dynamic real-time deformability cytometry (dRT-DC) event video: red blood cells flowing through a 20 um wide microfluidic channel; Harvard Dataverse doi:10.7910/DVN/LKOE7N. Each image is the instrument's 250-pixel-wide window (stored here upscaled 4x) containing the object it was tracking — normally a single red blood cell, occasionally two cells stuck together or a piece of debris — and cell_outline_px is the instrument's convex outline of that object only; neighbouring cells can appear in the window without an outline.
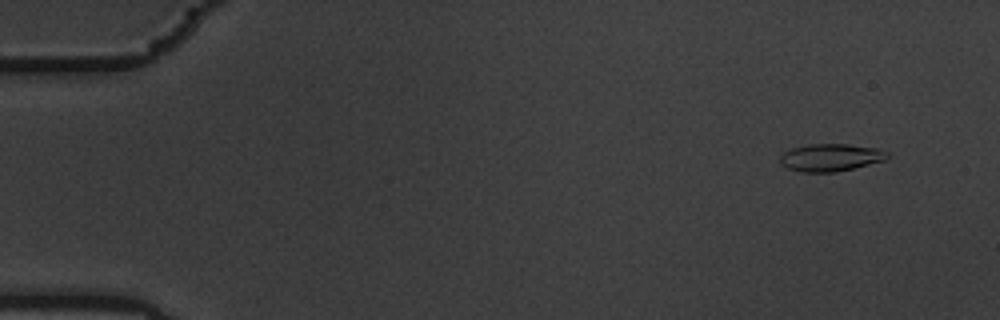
{"species": "common noctule bat (a hibernating species)", "species_latin": "Nyctalus noctula", "temperature_condition": "warm", "stored_images_in_passage": 58, "camera_frame_rate_fps": 3000, "um_per_image_px": 0.085, "animal": {"sex": "male", "body_mass_g": 19.5, "forearm_length_mm": 54.6}, "frame": {"image": 1, "passage_image": 5, "time_ms": 1.333, "image_size_px": [1000, 320], "cell_outline_px": [[888, 156], [884, 160], [836, 172], [800, 172], [788, 168], [780, 164], [780, 156], [784, 152], [792, 148], [808, 144], [848, 144], [876, 148], [888, 152]], "centroid_in_image_um": [70.56, 13.38], "position_along_channel_um": 14.4, "area_um2": 17.05}}
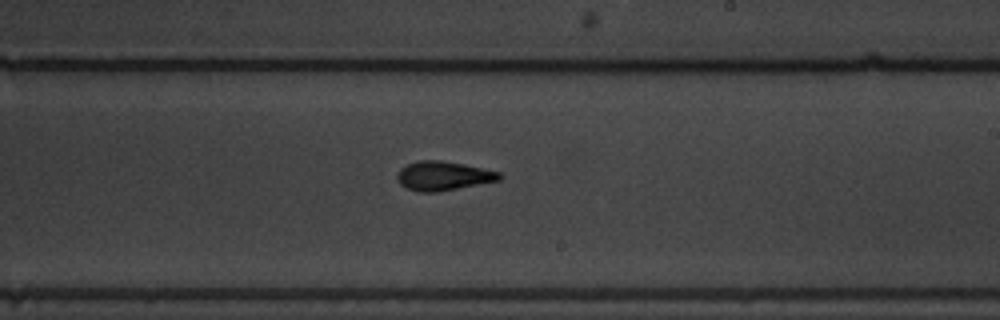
{"frame": {"image": 2, "passage_image": 35, "time_ms": 11.333, "image_size_px": [1000, 320], "cell_outline_px": [[504, 176], [500, 180], [436, 192], [420, 192], [408, 188], [400, 184], [396, 180], [396, 172], [400, 168], [408, 164], [420, 160], [440, 160], [464, 164], [500, 172]], "centroid_in_image_um": [37.66, 14.94], "position_along_channel_um": 251.3, "area_um2": 17.34}}
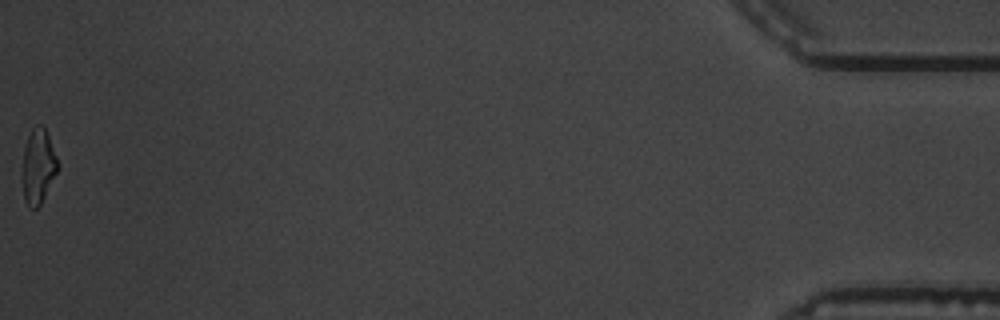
{"frame": {"image": 3, "passage_image": 58, "time_ms": 19.0, "image_size_px": [1000, 320], "cell_outline_px": [[56, 172], [40, 204], [36, 208], [28, 208], [24, 200], [24, 148], [28, 136], [32, 128], [36, 124], [40, 124], [44, 128], [48, 136], [56, 156]], "centroid_in_image_um": [3.23, 14.12], "position_along_channel_um": 432.0, "area_um2": 14.57}, "authors_computed_cell_mechanics": {"area_um2": 16.6464, "velocity_mm_per_s": 3.5842, "shape_relaxation_time_tau1_ms": 3.2954, "shape_relaxation_time_tau2_ms": 1.4922, "deformation_change_tau1": 0.1975, "deformation_change_tau2": 0.1}}